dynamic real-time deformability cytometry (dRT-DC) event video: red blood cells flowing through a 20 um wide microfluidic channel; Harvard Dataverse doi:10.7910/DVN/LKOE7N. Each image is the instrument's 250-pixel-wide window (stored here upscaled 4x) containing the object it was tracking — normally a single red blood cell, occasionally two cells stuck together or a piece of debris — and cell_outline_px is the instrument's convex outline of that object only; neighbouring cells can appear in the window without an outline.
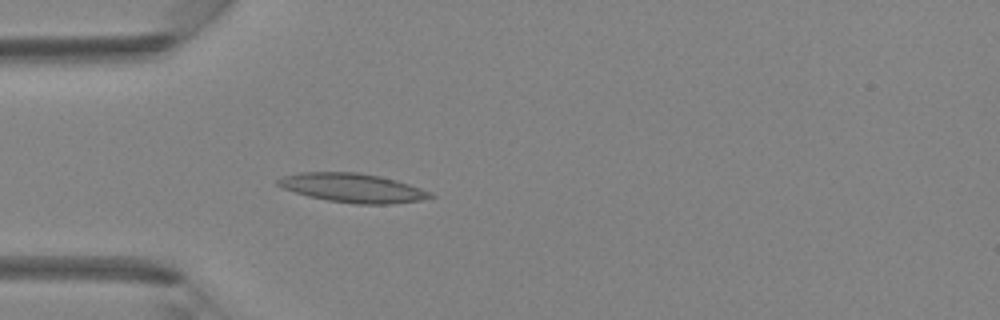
{"species": "Egyptian fruit bat (a non-hibernating species)", "species_latin": "Rousettus aegyptiacus", "temperature_condition": "room temperature", "stored_images_in_passage": 32, "camera_frame_rate_fps": 3000, "um_per_image_px": 0.085, "animal": {"sex": "female"}, "frame": {"image": 1, "passage_image": 1, "time_ms": 0.0, "image_size_px": [1000, 320], "cell_outline_px": [[428, 196], [412, 200], [336, 200], [316, 196], [300, 192], [288, 188], [296, 176], [328, 172], [336, 172], [372, 176], [388, 180], [412, 188]], "centroid_in_image_um": [29.98, 15.93], "position_along_channel_um": 55.0, "area_um2": 19.59}}
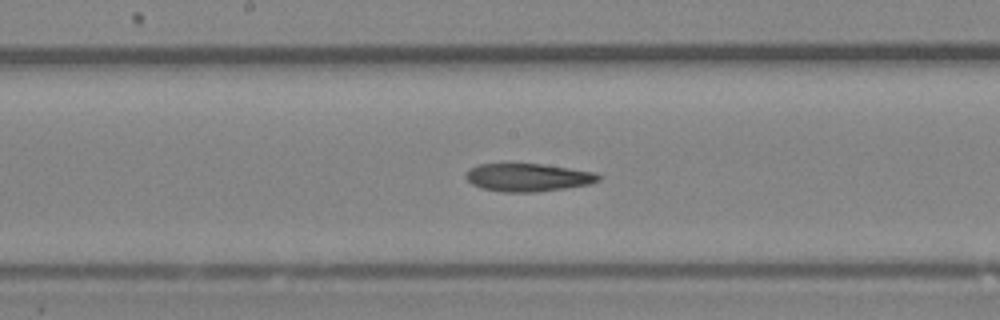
{"frame": {"image": 2, "passage_image": 11, "time_ms": 3.333, "image_size_px": [1000, 320], "cell_outline_px": [[596, 180], [580, 184], [552, 188], [488, 188], [476, 184], [468, 176], [468, 172], [484, 164], [536, 164], [584, 172], [596, 176]], "centroid_in_image_um": [44.78, 15.0], "position_along_channel_um": 203.4, "area_um2": 17.74}}
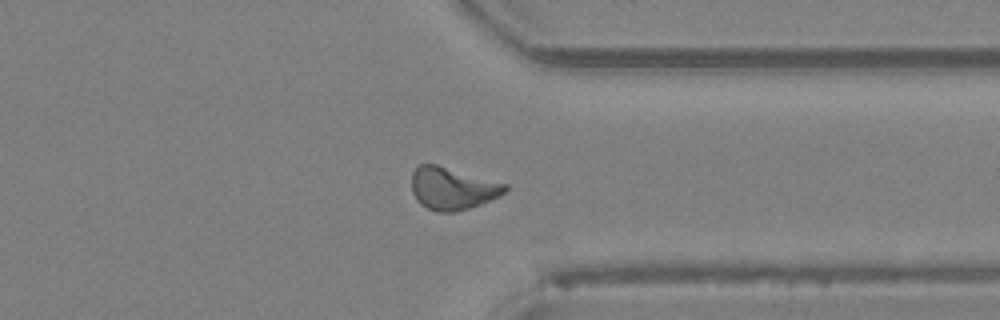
{"frame": {"image": 3, "passage_image": 22, "time_ms": 7.0, "image_size_px": [1000, 320], "cell_outline_px": [[508, 188], [504, 192], [496, 196], [476, 204], [464, 208], [428, 208], [416, 196], [412, 188], [412, 176], [416, 168], [420, 164], [432, 164], [504, 184]], "centroid_in_image_um": [38.41, 15.95], "position_along_channel_um": 373.0, "area_um2": 20.75}}